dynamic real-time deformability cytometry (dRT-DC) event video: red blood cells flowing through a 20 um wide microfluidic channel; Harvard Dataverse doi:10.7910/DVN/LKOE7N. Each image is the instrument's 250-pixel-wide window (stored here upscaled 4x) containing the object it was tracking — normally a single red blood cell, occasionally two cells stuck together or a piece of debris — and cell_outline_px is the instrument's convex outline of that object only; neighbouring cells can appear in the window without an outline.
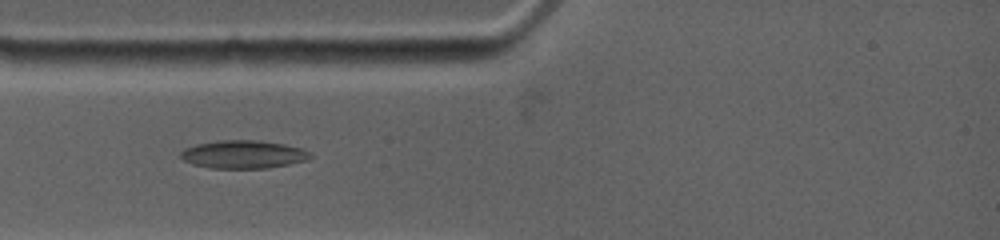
{"species": "common noctule bat (a hibernating species)", "species_latin": "Nyctalus noctula", "temperature_condition": "warm", "stored_images_in_passage": 7, "camera_frame_rate_fps": 4500, "um_per_image_px": 0.085, "animal": {"sex": "female", "body_mass_g": 19.0, "forearm_length_mm": 53.3}, "frame": {"image": 1, "passage_image": 4, "time_ms": 2.0, "image_size_px": [1000, 240], "cell_outline_px": [[312, 156], [308, 160], [268, 168], [208, 168], [192, 164], [184, 160], [180, 156], [180, 152], [184, 148], [196, 144], [216, 140], [256, 140], [284, 144], [300, 148], [312, 152]], "centroid_in_image_um": [20.67, 13.12], "position_along_channel_um": 64.3, "area_um2": 21.33}}
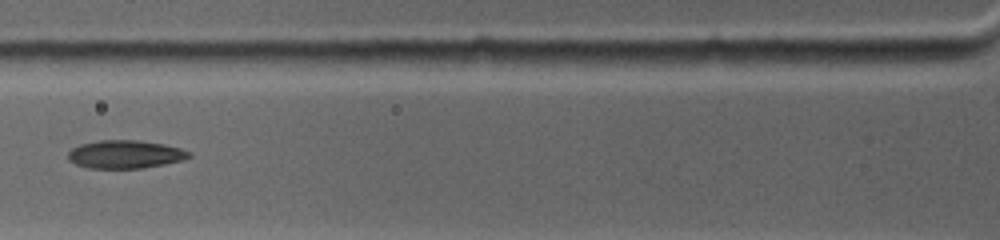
{"frame": {"image": 2, "passage_image": 6, "time_ms": 3.333, "image_size_px": [1000, 240], "cell_outline_px": [[192, 156], [180, 160], [164, 164], [144, 168], [88, 168], [76, 164], [68, 160], [68, 152], [72, 148], [80, 144], [96, 140], [136, 140], [164, 144], [180, 148], [188, 152]], "centroid_in_image_um": [10.59, 13.11], "position_along_channel_um": 115.2, "area_um2": 19.77}}